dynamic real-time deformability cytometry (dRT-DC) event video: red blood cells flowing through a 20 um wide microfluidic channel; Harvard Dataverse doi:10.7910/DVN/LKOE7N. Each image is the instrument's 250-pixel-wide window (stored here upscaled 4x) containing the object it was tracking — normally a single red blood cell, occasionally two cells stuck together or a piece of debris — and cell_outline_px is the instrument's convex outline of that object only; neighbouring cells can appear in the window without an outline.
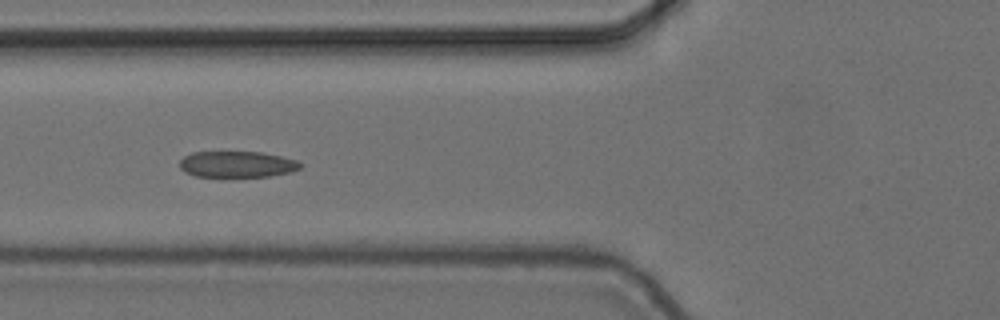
{"species": "common noctule bat (a hibernating species)", "species_latin": "Nyctalus noctula", "temperature_condition": "cold", "stored_images_in_passage": 7, "camera_frame_rate_fps": 3000, "um_per_image_px": 0.085, "animal": {"sex": "female", "body_mass_g": 24.6, "forearm_length_mm": 56.2}, "frame": {"image": 1, "passage_image": 7, "time_ms": 2.0, "image_size_px": [1000, 320], "cell_outline_px": [[304, 164], [300, 168], [288, 172], [268, 176], [196, 176], [184, 172], [180, 168], [180, 160], [184, 156], [192, 152], [260, 152], [280, 156], [296, 160]], "centroid_in_image_um": [20.13, 13.95], "position_along_channel_um": 105.7, "area_um2": 18.21}}